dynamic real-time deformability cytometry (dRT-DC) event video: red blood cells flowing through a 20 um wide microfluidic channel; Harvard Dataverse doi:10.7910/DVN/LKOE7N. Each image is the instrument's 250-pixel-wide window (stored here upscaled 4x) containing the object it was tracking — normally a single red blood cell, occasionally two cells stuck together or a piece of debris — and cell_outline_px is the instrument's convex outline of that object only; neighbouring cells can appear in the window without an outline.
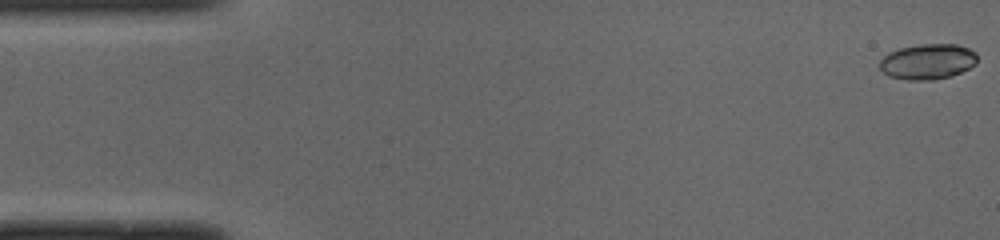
{"species": "common noctule bat (a hibernating species)", "species_latin": "Nyctalus noctula", "temperature_condition": "cold", "stored_images_in_passage": 50, "camera_frame_rate_fps": 3000, "um_per_image_px": 0.085, "animal": {"sex": "male", "body_mass_g": 19.0, "forearm_length_mm": 50.8}, "frame": {"image": 1, "passage_image": 1, "time_ms": 0.0, "image_size_px": [1000, 240], "cell_outline_px": [[976, 64], [952, 76], [932, 80], [908, 80], [888, 76], [880, 68], [880, 60], [888, 52], [900, 48], [920, 44], [956, 44], [968, 48], [976, 52]], "centroid_in_image_um": [78.85, 5.23], "position_along_channel_um": 6.2, "area_um2": 20.17}}
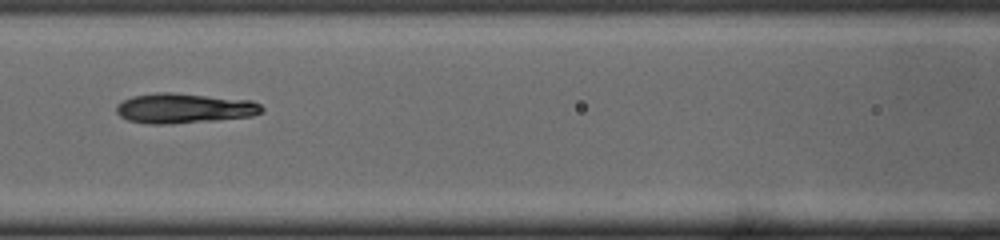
{"frame": {"image": 2, "passage_image": 22, "time_ms": 7.0, "image_size_px": [1000, 240], "cell_outline_px": [[264, 112], [252, 116], [216, 120], [168, 124], [148, 124], [128, 120], [120, 116], [116, 112], [116, 104], [132, 96], [156, 92], [172, 92], [252, 100], [260, 104], [264, 108]], "centroid_in_image_um": [15.66, 9.2], "position_along_channel_um": 150.9, "area_um2": 25.61}}
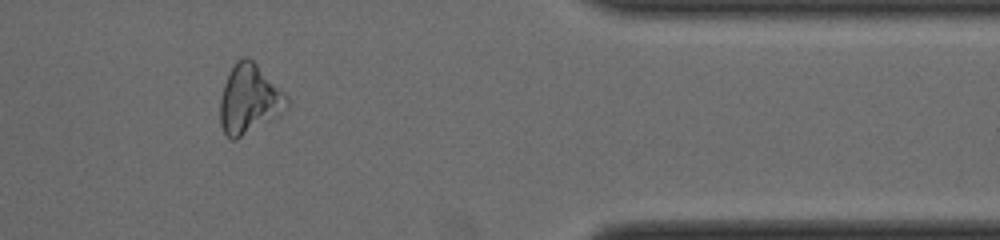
{"frame": {"image": 3, "passage_image": 42, "time_ms": 13.667, "image_size_px": [1000, 240], "cell_outline_px": [[288, 108], [280, 116], [236, 140], [232, 140], [224, 132], [220, 124], [220, 100], [224, 84], [236, 60], [244, 56], [248, 56], [288, 96]], "centroid_in_image_um": [21.2, 8.47], "position_along_channel_um": 390.2, "area_um2": 26.93}, "authors_computed_cell_mechanics": {"area_um2": 24.4494, "velocity_mm_per_s": 3.988, "shape_relaxation_time_tau1_ms": 4.4863, "shape_relaxation_time_tau2_ms": 1.8301, "deformation_change_tau1": 0.1563, "deformation_change_tau2": 0.114}}